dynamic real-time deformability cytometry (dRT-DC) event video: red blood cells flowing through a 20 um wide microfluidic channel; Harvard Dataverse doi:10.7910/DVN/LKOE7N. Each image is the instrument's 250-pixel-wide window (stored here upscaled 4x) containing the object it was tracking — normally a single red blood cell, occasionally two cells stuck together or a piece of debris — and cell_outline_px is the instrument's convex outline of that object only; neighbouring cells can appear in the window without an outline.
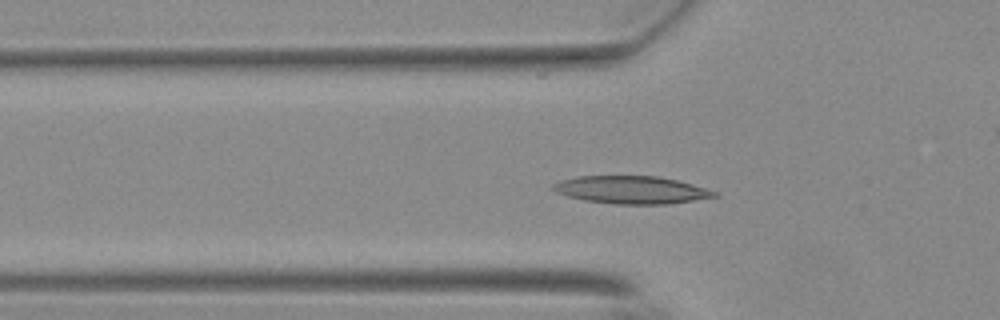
{"species": "Egyptian fruit bat (a non-hibernating species)", "species_latin": "Rousettus aegyptiacus", "temperature_condition": "warm", "stored_images_in_passage": 56, "camera_frame_rate_fps": 3000, "um_per_image_px": 0.085, "animal": {"sex": "female"}, "frame": {"image": 1, "passage_image": 18, "time_ms": 5.667, "image_size_px": [1000, 320], "cell_outline_px": [[720, 196], [668, 204], [616, 204], [584, 200], [568, 196], [556, 192], [552, 188], [552, 184], [560, 180], [576, 176], [656, 176], [676, 180], [692, 184], [720, 192]], "centroid_in_image_um": [53.69, 16.14], "position_along_channel_um": 72.1, "area_um2": 26.07}}
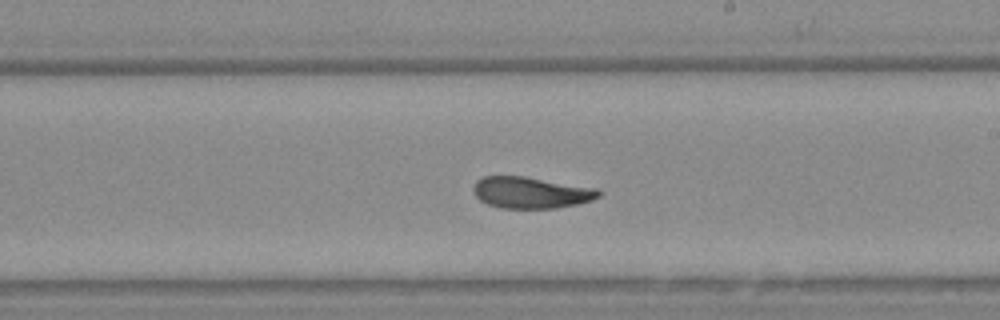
{"frame": {"image": 2, "passage_image": 32, "time_ms": 10.333, "image_size_px": [1000, 320], "cell_outline_px": [[600, 196], [592, 200], [576, 204], [556, 208], [500, 208], [488, 204], [480, 200], [472, 192], [472, 188], [476, 180], [484, 176], [524, 176], [596, 188], [600, 192]], "centroid_in_image_um": [45.09, 16.37], "position_along_channel_um": 243.9, "area_um2": 22.95}}
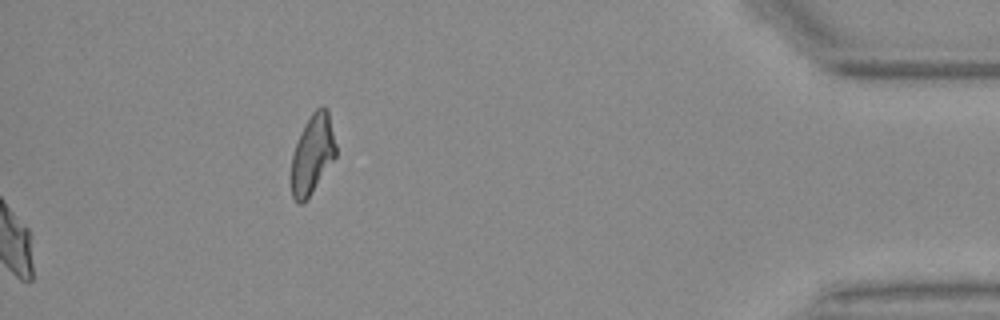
{"frame": {"image": 3, "passage_image": 56, "time_ms": 18.333, "image_size_px": [1000, 320], "cell_outline_px": [[336, 156], [304, 204], [296, 204], [292, 196], [292, 156], [300, 132], [304, 124], [312, 112], [320, 104], [324, 104], [328, 108], [336, 144]], "centroid_in_image_um": [26.57, 13.07], "position_along_channel_um": 408.6, "area_um2": 20.75}, "authors_computed_cell_mechanics": {"area_um2": 23.7269, "velocity_mm_per_s": 3.6774, "shape_relaxation_time_tau1_ms": null, "shape_relaxation_time_tau2_ms": 2.9566, "deformation_change_tau1": null, "deformation_change_tau2": 0.0921}}